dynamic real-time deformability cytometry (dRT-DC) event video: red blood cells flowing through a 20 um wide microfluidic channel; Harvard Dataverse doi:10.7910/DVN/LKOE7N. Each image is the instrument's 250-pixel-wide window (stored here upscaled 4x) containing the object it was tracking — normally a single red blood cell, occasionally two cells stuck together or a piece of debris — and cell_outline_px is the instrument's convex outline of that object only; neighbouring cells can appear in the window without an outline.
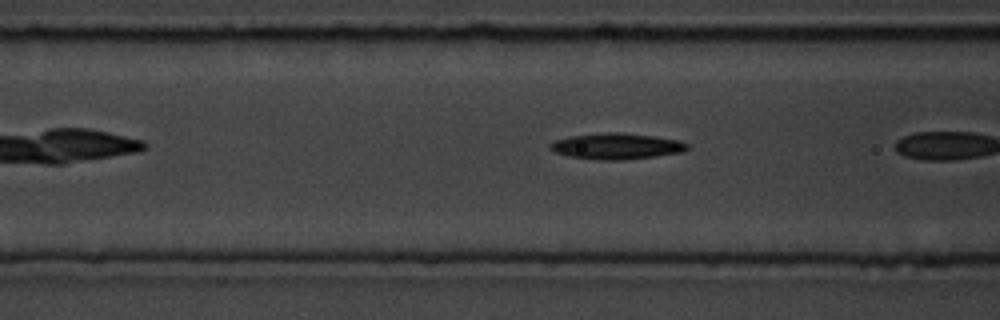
{"species": "common noctule bat (a hibernating species)", "species_latin": "Nyctalus noctula", "temperature_condition": "room temperature", "stored_images_in_passage": 13, "camera_frame_rate_fps": 3000, "um_per_image_px": 0.085, "animal": {"sex": "male", "body_mass_g": 19.5, "forearm_length_mm": 54.6}, "frame": {"image": 1, "passage_image": 11, "time_ms": 3.333, "image_size_px": [1000, 320], "cell_outline_px": [[688, 148], [684, 152], [656, 156], [624, 160], [600, 160], [568, 156], [556, 152], [548, 148], [548, 144], [556, 140], [568, 136], [608, 132], [620, 132], [652, 136], [680, 140], [688, 144]], "centroid_in_image_um": [52.4, 12.43], "position_along_channel_um": 114.2, "area_um2": 20.87}}